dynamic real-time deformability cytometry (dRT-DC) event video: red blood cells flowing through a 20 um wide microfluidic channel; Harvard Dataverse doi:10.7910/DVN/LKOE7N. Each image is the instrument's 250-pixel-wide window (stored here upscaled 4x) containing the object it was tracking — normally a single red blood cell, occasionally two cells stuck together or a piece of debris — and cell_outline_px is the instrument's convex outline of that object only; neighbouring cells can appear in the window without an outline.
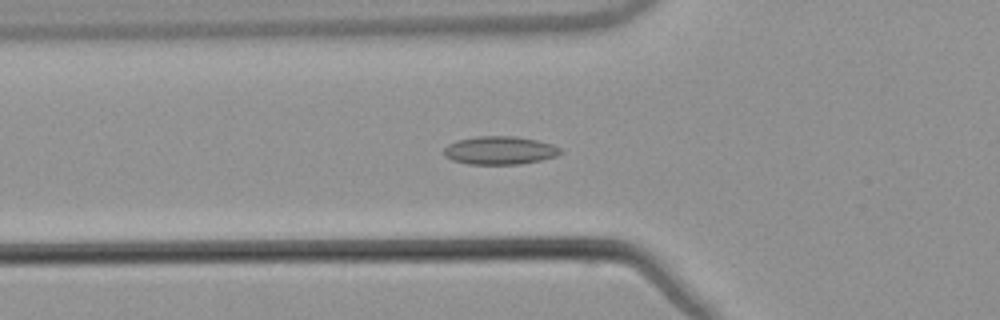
{"species": "common noctule bat (a hibernating species)", "species_latin": "Nyctalus noctula", "temperature_condition": "warm", "stored_images_in_passage": 56, "camera_frame_rate_fps": 3000, "um_per_image_px": 0.085, "animal": {"sex": "male", "body_mass_g": 21.5, "forearm_length_mm": 52.0}, "frame": {"image": 1, "passage_image": 20, "time_ms": 6.333, "image_size_px": [1000, 320], "cell_outline_px": [[564, 152], [556, 156], [540, 160], [520, 164], [468, 164], [452, 160], [444, 156], [444, 148], [448, 144], [460, 140], [476, 136], [516, 136], [536, 140], [552, 144], [560, 148]], "centroid_in_image_um": [42.49, 12.78], "position_along_channel_um": 83.3, "area_um2": 19.13}}
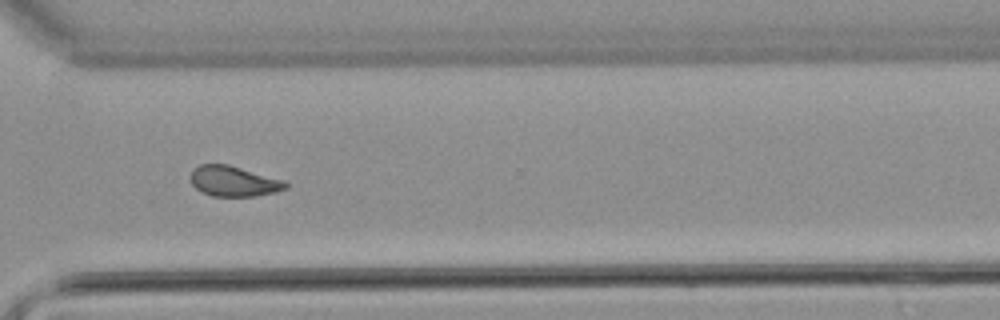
{"frame": {"image": 2, "passage_image": 41, "time_ms": 13.333, "image_size_px": [1000, 320], "cell_outline_px": [[288, 188], [276, 192], [252, 196], [212, 196], [196, 188], [192, 184], [188, 176], [192, 168], [200, 164], [228, 164], [284, 180], [288, 184]], "centroid_in_image_um": [19.83, 15.39], "position_along_channel_um": 350.8, "area_um2": 16.94}}
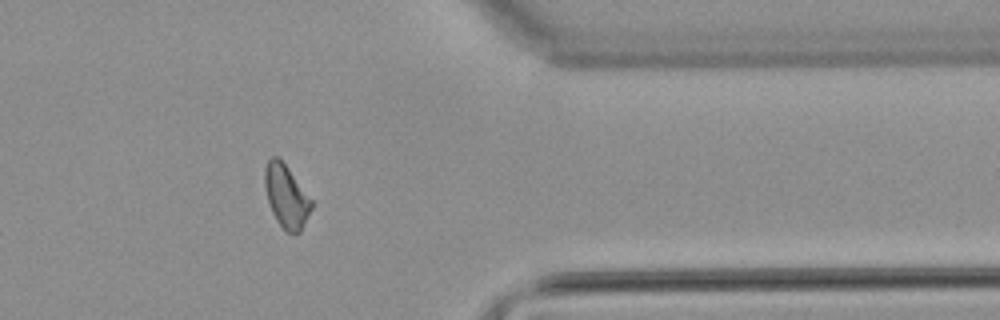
{"frame": {"image": 3, "passage_image": 45, "time_ms": 14.667, "image_size_px": [1000, 320], "cell_outline_px": [[312, 208], [300, 232], [288, 232], [276, 220], [272, 212], [268, 200], [264, 184], [264, 168], [268, 160], [272, 156], [276, 156], [288, 168], [312, 200]], "centroid_in_image_um": [24.32, 16.67], "position_along_channel_um": 387.1, "area_um2": 16.76}}